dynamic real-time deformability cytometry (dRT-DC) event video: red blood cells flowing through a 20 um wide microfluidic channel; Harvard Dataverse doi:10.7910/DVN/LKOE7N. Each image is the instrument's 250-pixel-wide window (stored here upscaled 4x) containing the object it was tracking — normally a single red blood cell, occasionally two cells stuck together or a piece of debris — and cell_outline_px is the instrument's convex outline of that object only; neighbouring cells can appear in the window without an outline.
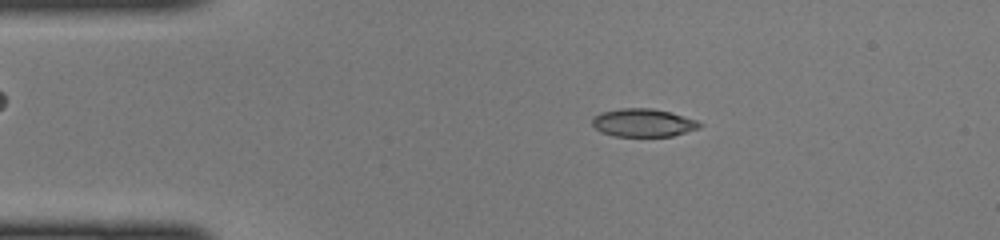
{"species": "common noctule bat (a hibernating species)", "species_latin": "Nyctalus noctula", "temperature_condition": "cold", "stored_images_in_passage": 46, "camera_frame_rate_fps": 3000, "um_per_image_px": 0.085, "animal": {"sex": "female", "body_mass_g": 22.0, "forearm_length_mm": 56.7}, "frame": {"image": 1, "passage_image": 8, "time_ms": 2.333, "image_size_px": [1000, 240], "cell_outline_px": [[704, 124], [700, 128], [672, 136], [616, 136], [600, 132], [592, 124], [592, 116], [600, 112], [620, 108], [652, 108], [672, 112], [696, 120]], "centroid_in_image_um": [54.67, 10.42], "position_along_channel_um": 30.3, "area_um2": 17.74}}
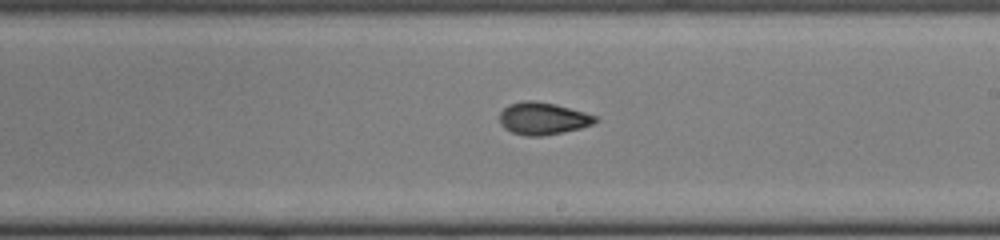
{"frame": {"image": 2, "passage_image": 26, "time_ms": 8.333, "image_size_px": [1000, 240], "cell_outline_px": [[600, 120], [592, 124], [580, 128], [540, 136], [528, 136], [512, 132], [504, 128], [500, 124], [500, 112], [508, 104], [524, 100], [532, 100], [556, 104], [584, 112], [596, 116]], "centroid_in_image_um": [46.13, 10.06], "position_along_channel_um": 242.9, "area_um2": 17.92}}
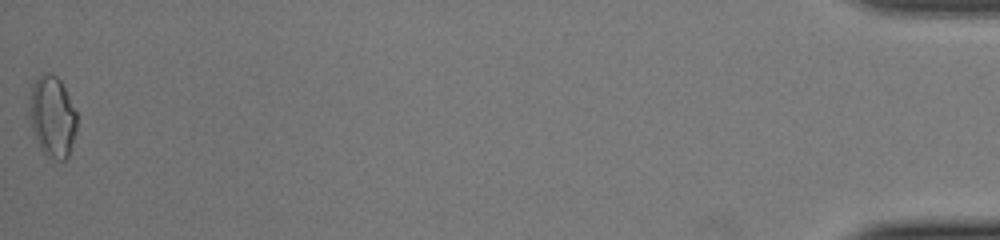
{"frame": {"image": 3, "passage_image": 46, "time_ms": 15.0, "image_size_px": [1000, 240], "cell_outline_px": [[76, 128], [68, 156], [64, 160], [52, 160], [44, 156], [36, 140], [32, 128], [28, 108], [28, 104], [32, 84], [44, 72], [48, 72], [56, 76], [60, 80], [76, 112]], "centroid_in_image_um": [4.42, 9.93], "position_along_channel_um": 430.8, "area_um2": 22.43}}